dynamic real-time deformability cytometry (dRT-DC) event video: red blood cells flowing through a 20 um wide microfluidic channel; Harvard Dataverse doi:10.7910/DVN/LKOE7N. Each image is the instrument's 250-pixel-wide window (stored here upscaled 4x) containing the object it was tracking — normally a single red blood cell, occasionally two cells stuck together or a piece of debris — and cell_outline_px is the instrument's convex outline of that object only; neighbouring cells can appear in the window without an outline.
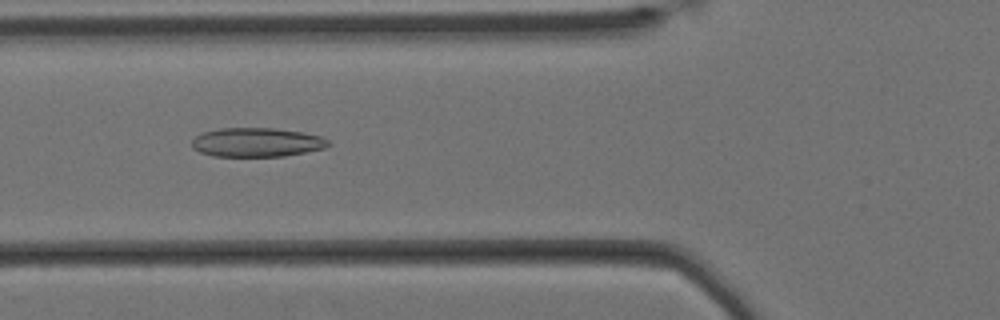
{"species": "Egyptian fruit bat (a non-hibernating species)", "species_latin": "Rousettus aegyptiacus", "temperature_condition": "cold", "stored_images_in_passage": 48, "camera_frame_rate_fps": 3000, "um_per_image_px": 0.085, "animal": {"sex": "female"}, "frame": {"image": 1, "passage_image": 11, "time_ms": 3.333, "image_size_px": [1000, 320], "cell_outline_px": [[332, 144], [324, 148], [284, 156], [212, 156], [200, 152], [192, 148], [192, 140], [196, 136], [204, 132], [220, 128], [276, 128], [304, 132], [320, 136], [328, 140]], "centroid_in_image_um": [21.83, 12.09], "position_along_channel_um": 104.0, "area_um2": 23.12}}
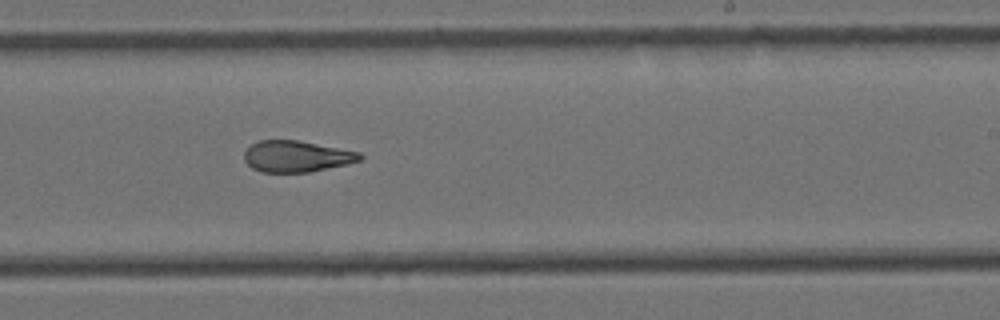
{"frame": {"image": 2, "passage_image": 25, "time_ms": 8.0, "image_size_px": [1000, 320], "cell_outline_px": [[364, 156], [360, 160], [348, 164], [308, 172], [260, 172], [252, 168], [244, 160], [244, 152], [252, 144], [260, 140], [296, 140], [360, 152]], "centroid_in_image_um": [25.2, 13.29], "position_along_channel_um": 263.8, "area_um2": 20.98}}
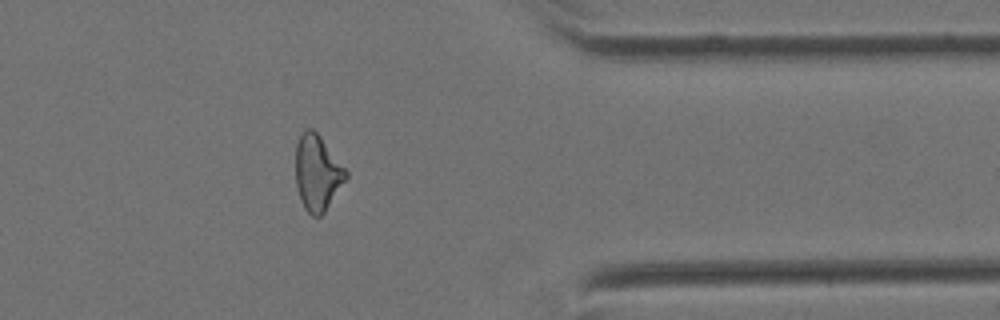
{"frame": {"image": 3, "passage_image": 37, "time_ms": 12.0, "image_size_px": [1000, 320], "cell_outline_px": [[348, 176], [324, 212], [320, 216], [312, 216], [304, 208], [300, 200], [296, 184], [296, 144], [304, 128], [312, 128], [320, 136], [348, 172]], "centroid_in_image_um": [26.96, 14.68], "position_along_channel_um": 384.4, "area_um2": 21.96}, "authors_computed_cell_mechanics": {"area_um2": 22.7154, "velocity_mm_per_s": 3.4228, "shape_relaxation_time_tau1_ms": null, "shape_relaxation_time_tau2_ms": 3.6933, "deformation_change_tau1": null, "deformation_change_tau2": 0.1275}}